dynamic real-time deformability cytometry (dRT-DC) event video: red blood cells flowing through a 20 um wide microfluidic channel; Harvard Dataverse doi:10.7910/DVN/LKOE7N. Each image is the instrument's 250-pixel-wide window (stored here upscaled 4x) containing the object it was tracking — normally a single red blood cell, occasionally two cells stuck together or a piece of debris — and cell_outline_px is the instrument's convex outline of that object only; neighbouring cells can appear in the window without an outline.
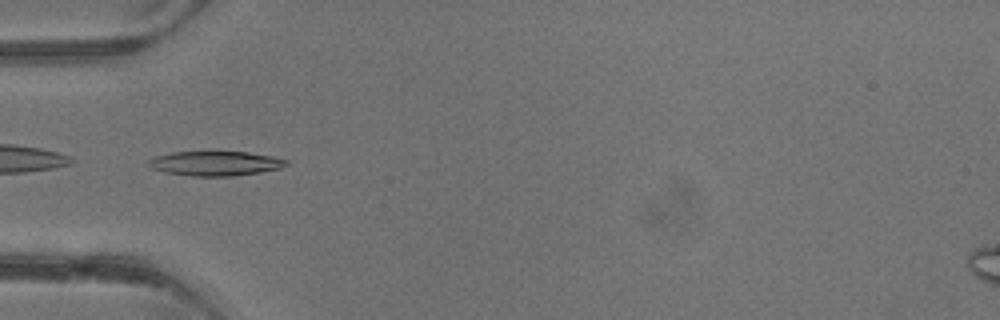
{"species": "common noctule bat (a hibernating species)", "species_latin": "Nyctalus noctula", "temperature_condition": "warm", "stored_images_in_passage": 2, "camera_frame_rate_fps": 3000, "um_per_image_px": 0.085, "animal": {"sex": "male", "body_mass_g": 13.3}, "frame": {"image": 1, "passage_image": 2, "time_ms": 1.333, "image_size_px": [1000, 320], "cell_outline_px": [[288, 164], [280, 168], [260, 172], [232, 176], [192, 176], [168, 172], [152, 168], [144, 164], [152, 156], [172, 152], [248, 152], [272, 156], [288, 160]], "centroid_in_image_um": [18.27, 13.88], "position_along_channel_um": 66.7, "area_um2": 19.71}}